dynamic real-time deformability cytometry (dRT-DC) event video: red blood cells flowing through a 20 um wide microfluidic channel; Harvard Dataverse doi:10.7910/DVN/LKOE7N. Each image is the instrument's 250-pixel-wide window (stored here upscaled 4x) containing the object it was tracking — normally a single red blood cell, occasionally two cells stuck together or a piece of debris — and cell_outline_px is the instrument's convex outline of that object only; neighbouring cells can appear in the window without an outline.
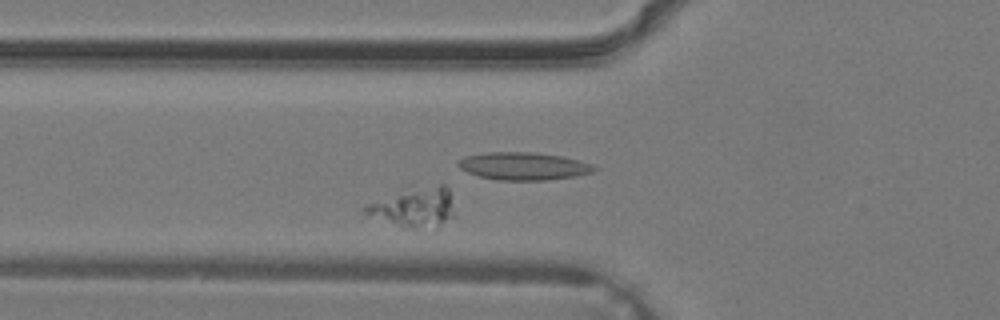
{"species": "common noctule bat (a hibernating species)", "species_latin": "Nyctalus noctula", "temperature_condition": "warm", "stored_images_in_passage": 40, "camera_frame_rate_fps": 3000, "um_per_image_px": 0.085, "animal": {"sex": "male", "body_mass_g": 19.2, "forearm_length_mm": 51.8}, "frame": {"image": 1, "passage_image": 14, "time_ms": 4.333, "image_size_px": [1000, 320], "cell_outline_px": [[452, 216], [444, 220], [412, 228], [400, 228], [364, 216], [364, 208], [368, 204], [440, 184], [444, 184], [448, 188], [452, 212]], "centroid_in_image_um": [35.1, 17.68], "position_along_channel_um": 90.7, "area_um2": 18.55}}
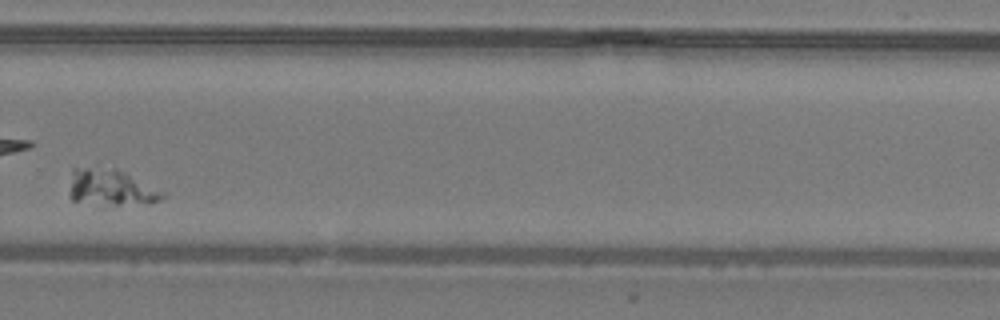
{"frame": {"image": 2, "passage_image": 28, "time_ms": 9.0, "image_size_px": [1000, 320], "cell_outline_px": [[168, 192], [160, 200], [148, 204], [100, 208], [72, 200], [68, 196], [68, 192], [72, 168], [112, 168], [124, 172]], "centroid_in_image_um": [9.43, 16.02], "position_along_channel_um": 320.4, "area_um2": 20.92}}
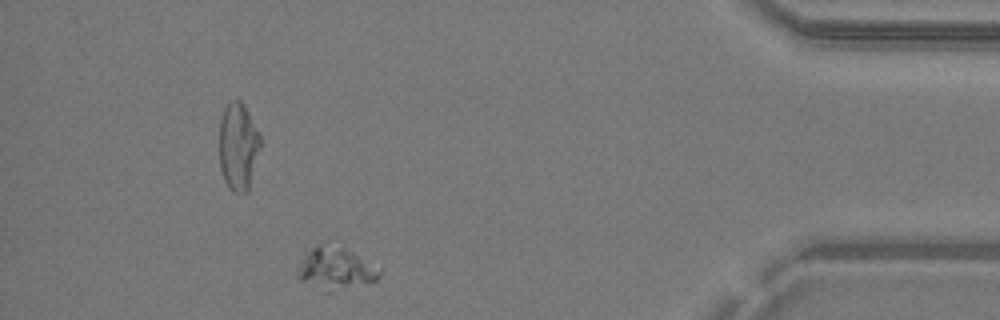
{"frame": {"image": 3, "passage_image": 36, "time_ms": 11.667, "image_size_px": [1000, 320], "cell_outline_px": [[380, 276], [376, 280], [348, 284], [344, 284], [300, 280], [296, 276], [296, 268], [304, 248], [324, 240], [344, 248], [352, 252], [380, 268]], "centroid_in_image_um": [28.42, 22.56], "position_along_channel_um": 406.8, "area_um2": 18.5}}